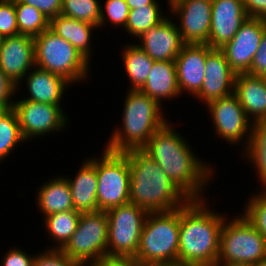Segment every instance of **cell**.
I'll list each match as a JSON object with an SVG mask.
<instances>
[{
	"label": "cell",
	"mask_w": 266,
	"mask_h": 266,
	"mask_svg": "<svg viewBox=\"0 0 266 266\" xmlns=\"http://www.w3.org/2000/svg\"><path fill=\"white\" fill-rule=\"evenodd\" d=\"M170 122L159 128L142 150L191 200L207 199L204 194L208 183L214 180V168L195 154L186 138L175 126L172 128L174 124Z\"/></svg>",
	"instance_id": "6da1fadb"
},
{
	"label": "cell",
	"mask_w": 266,
	"mask_h": 266,
	"mask_svg": "<svg viewBox=\"0 0 266 266\" xmlns=\"http://www.w3.org/2000/svg\"><path fill=\"white\" fill-rule=\"evenodd\" d=\"M208 200H190L180 208L178 263L183 266H212L218 259L226 215L210 210Z\"/></svg>",
	"instance_id": "7a4b0ae2"
},
{
	"label": "cell",
	"mask_w": 266,
	"mask_h": 266,
	"mask_svg": "<svg viewBox=\"0 0 266 266\" xmlns=\"http://www.w3.org/2000/svg\"><path fill=\"white\" fill-rule=\"evenodd\" d=\"M124 153L130 167V203L155 213L176 210L191 200L142 149Z\"/></svg>",
	"instance_id": "3957f363"
},
{
	"label": "cell",
	"mask_w": 266,
	"mask_h": 266,
	"mask_svg": "<svg viewBox=\"0 0 266 266\" xmlns=\"http://www.w3.org/2000/svg\"><path fill=\"white\" fill-rule=\"evenodd\" d=\"M124 100L122 126L113 130L104 147L113 152L142 149L153 134L168 122L162 106L141 90L128 89Z\"/></svg>",
	"instance_id": "277c9868"
},
{
	"label": "cell",
	"mask_w": 266,
	"mask_h": 266,
	"mask_svg": "<svg viewBox=\"0 0 266 266\" xmlns=\"http://www.w3.org/2000/svg\"><path fill=\"white\" fill-rule=\"evenodd\" d=\"M180 208L148 213L135 258L143 265L177 264Z\"/></svg>",
	"instance_id": "5b68a950"
},
{
	"label": "cell",
	"mask_w": 266,
	"mask_h": 266,
	"mask_svg": "<svg viewBox=\"0 0 266 266\" xmlns=\"http://www.w3.org/2000/svg\"><path fill=\"white\" fill-rule=\"evenodd\" d=\"M36 66L64 77L71 84L89 78L90 63L50 28L34 37Z\"/></svg>",
	"instance_id": "8992f818"
},
{
	"label": "cell",
	"mask_w": 266,
	"mask_h": 266,
	"mask_svg": "<svg viewBox=\"0 0 266 266\" xmlns=\"http://www.w3.org/2000/svg\"><path fill=\"white\" fill-rule=\"evenodd\" d=\"M102 156L88 157L96 166L98 211L130 203V167L123 152L104 148Z\"/></svg>",
	"instance_id": "52a82bcc"
},
{
	"label": "cell",
	"mask_w": 266,
	"mask_h": 266,
	"mask_svg": "<svg viewBox=\"0 0 266 266\" xmlns=\"http://www.w3.org/2000/svg\"><path fill=\"white\" fill-rule=\"evenodd\" d=\"M266 258V241L241 213L225 219L220 233L216 262H239L255 265Z\"/></svg>",
	"instance_id": "ba28073f"
},
{
	"label": "cell",
	"mask_w": 266,
	"mask_h": 266,
	"mask_svg": "<svg viewBox=\"0 0 266 266\" xmlns=\"http://www.w3.org/2000/svg\"><path fill=\"white\" fill-rule=\"evenodd\" d=\"M108 217L106 211L82 212L78 226L62 251L78 266L107 256Z\"/></svg>",
	"instance_id": "9c48e42d"
},
{
	"label": "cell",
	"mask_w": 266,
	"mask_h": 266,
	"mask_svg": "<svg viewBox=\"0 0 266 266\" xmlns=\"http://www.w3.org/2000/svg\"><path fill=\"white\" fill-rule=\"evenodd\" d=\"M106 214L108 217L107 256L135 257L148 212L135 204L128 203L110 208Z\"/></svg>",
	"instance_id": "30bf717a"
},
{
	"label": "cell",
	"mask_w": 266,
	"mask_h": 266,
	"mask_svg": "<svg viewBox=\"0 0 266 266\" xmlns=\"http://www.w3.org/2000/svg\"><path fill=\"white\" fill-rule=\"evenodd\" d=\"M215 134L231 145L245 147L250 139L253 122L244 112L243 107L233 93L229 96L215 99L206 105ZM241 143V144H240ZM239 144V145H237Z\"/></svg>",
	"instance_id": "8fae6325"
},
{
	"label": "cell",
	"mask_w": 266,
	"mask_h": 266,
	"mask_svg": "<svg viewBox=\"0 0 266 266\" xmlns=\"http://www.w3.org/2000/svg\"><path fill=\"white\" fill-rule=\"evenodd\" d=\"M23 138L30 141L39 137L65 131L69 119L65 109L59 105L45 104L24 99L14 100ZM68 122V123H67Z\"/></svg>",
	"instance_id": "7c38bea8"
},
{
	"label": "cell",
	"mask_w": 266,
	"mask_h": 266,
	"mask_svg": "<svg viewBox=\"0 0 266 266\" xmlns=\"http://www.w3.org/2000/svg\"><path fill=\"white\" fill-rule=\"evenodd\" d=\"M167 7L169 14L179 20L176 24L185 44H207L212 0H175Z\"/></svg>",
	"instance_id": "4fadbf2b"
},
{
	"label": "cell",
	"mask_w": 266,
	"mask_h": 266,
	"mask_svg": "<svg viewBox=\"0 0 266 266\" xmlns=\"http://www.w3.org/2000/svg\"><path fill=\"white\" fill-rule=\"evenodd\" d=\"M265 27L266 20L248 17L231 41L220 48L236 74L247 73L250 70Z\"/></svg>",
	"instance_id": "5bb4252c"
},
{
	"label": "cell",
	"mask_w": 266,
	"mask_h": 266,
	"mask_svg": "<svg viewBox=\"0 0 266 266\" xmlns=\"http://www.w3.org/2000/svg\"><path fill=\"white\" fill-rule=\"evenodd\" d=\"M36 66L34 37L18 34L0 40V69L16 85Z\"/></svg>",
	"instance_id": "9a60e30c"
},
{
	"label": "cell",
	"mask_w": 266,
	"mask_h": 266,
	"mask_svg": "<svg viewBox=\"0 0 266 266\" xmlns=\"http://www.w3.org/2000/svg\"><path fill=\"white\" fill-rule=\"evenodd\" d=\"M236 75L224 53L220 49H211L206 56L203 85L195 99L206 105L210 101L233 94Z\"/></svg>",
	"instance_id": "2e32d148"
},
{
	"label": "cell",
	"mask_w": 266,
	"mask_h": 266,
	"mask_svg": "<svg viewBox=\"0 0 266 266\" xmlns=\"http://www.w3.org/2000/svg\"><path fill=\"white\" fill-rule=\"evenodd\" d=\"M167 16L137 38V44L154 61H175L185 45L175 21Z\"/></svg>",
	"instance_id": "e0dca14e"
},
{
	"label": "cell",
	"mask_w": 266,
	"mask_h": 266,
	"mask_svg": "<svg viewBox=\"0 0 266 266\" xmlns=\"http://www.w3.org/2000/svg\"><path fill=\"white\" fill-rule=\"evenodd\" d=\"M249 16L242 0H212V19L207 44L220 49L235 36Z\"/></svg>",
	"instance_id": "ac0fdd59"
},
{
	"label": "cell",
	"mask_w": 266,
	"mask_h": 266,
	"mask_svg": "<svg viewBox=\"0 0 266 266\" xmlns=\"http://www.w3.org/2000/svg\"><path fill=\"white\" fill-rule=\"evenodd\" d=\"M208 44H185L175 59L180 94L196 96L203 85Z\"/></svg>",
	"instance_id": "d6986e66"
},
{
	"label": "cell",
	"mask_w": 266,
	"mask_h": 266,
	"mask_svg": "<svg viewBox=\"0 0 266 266\" xmlns=\"http://www.w3.org/2000/svg\"><path fill=\"white\" fill-rule=\"evenodd\" d=\"M23 81L29 94L21 99L59 106L62 105V99H65V90L72 86L64 77L37 66H34L17 85V94Z\"/></svg>",
	"instance_id": "ffe728a7"
},
{
	"label": "cell",
	"mask_w": 266,
	"mask_h": 266,
	"mask_svg": "<svg viewBox=\"0 0 266 266\" xmlns=\"http://www.w3.org/2000/svg\"><path fill=\"white\" fill-rule=\"evenodd\" d=\"M234 94L253 123L266 121V77L238 73Z\"/></svg>",
	"instance_id": "44dd1931"
},
{
	"label": "cell",
	"mask_w": 266,
	"mask_h": 266,
	"mask_svg": "<svg viewBox=\"0 0 266 266\" xmlns=\"http://www.w3.org/2000/svg\"><path fill=\"white\" fill-rule=\"evenodd\" d=\"M74 176L69 178L65 175L71 189L74 210L81 213L98 211V178L95 164L86 158Z\"/></svg>",
	"instance_id": "7402d4cb"
},
{
	"label": "cell",
	"mask_w": 266,
	"mask_h": 266,
	"mask_svg": "<svg viewBox=\"0 0 266 266\" xmlns=\"http://www.w3.org/2000/svg\"><path fill=\"white\" fill-rule=\"evenodd\" d=\"M163 106V100L181 96L175 61H154L145 84L139 89Z\"/></svg>",
	"instance_id": "603a6c76"
},
{
	"label": "cell",
	"mask_w": 266,
	"mask_h": 266,
	"mask_svg": "<svg viewBox=\"0 0 266 266\" xmlns=\"http://www.w3.org/2000/svg\"><path fill=\"white\" fill-rule=\"evenodd\" d=\"M36 205L43 216L74 210L69 183L61 174L42 183L35 195Z\"/></svg>",
	"instance_id": "cb8c5ba5"
},
{
	"label": "cell",
	"mask_w": 266,
	"mask_h": 266,
	"mask_svg": "<svg viewBox=\"0 0 266 266\" xmlns=\"http://www.w3.org/2000/svg\"><path fill=\"white\" fill-rule=\"evenodd\" d=\"M49 28L73 45L89 62L91 61L92 32L98 29L97 26L59 14L50 20Z\"/></svg>",
	"instance_id": "d4e9b609"
},
{
	"label": "cell",
	"mask_w": 266,
	"mask_h": 266,
	"mask_svg": "<svg viewBox=\"0 0 266 266\" xmlns=\"http://www.w3.org/2000/svg\"><path fill=\"white\" fill-rule=\"evenodd\" d=\"M121 54L124 72L131 83L129 89L139 90L145 84L154 60L134 42L126 44Z\"/></svg>",
	"instance_id": "484cf974"
},
{
	"label": "cell",
	"mask_w": 266,
	"mask_h": 266,
	"mask_svg": "<svg viewBox=\"0 0 266 266\" xmlns=\"http://www.w3.org/2000/svg\"><path fill=\"white\" fill-rule=\"evenodd\" d=\"M242 151L256 170L261 188H266V121L253 123L249 142Z\"/></svg>",
	"instance_id": "4316f807"
},
{
	"label": "cell",
	"mask_w": 266,
	"mask_h": 266,
	"mask_svg": "<svg viewBox=\"0 0 266 266\" xmlns=\"http://www.w3.org/2000/svg\"><path fill=\"white\" fill-rule=\"evenodd\" d=\"M80 215L79 211L68 210L45 216L42 220L45 230L49 239L54 241L52 247L47 248L62 249L76 231Z\"/></svg>",
	"instance_id": "83f0119b"
},
{
	"label": "cell",
	"mask_w": 266,
	"mask_h": 266,
	"mask_svg": "<svg viewBox=\"0 0 266 266\" xmlns=\"http://www.w3.org/2000/svg\"><path fill=\"white\" fill-rule=\"evenodd\" d=\"M22 136L16 111L12 108L0 112V164L22 142ZM21 143V144H20Z\"/></svg>",
	"instance_id": "f1b7e54d"
},
{
	"label": "cell",
	"mask_w": 266,
	"mask_h": 266,
	"mask_svg": "<svg viewBox=\"0 0 266 266\" xmlns=\"http://www.w3.org/2000/svg\"><path fill=\"white\" fill-rule=\"evenodd\" d=\"M161 5H145L129 11L125 32L138 38L151 27L158 25L167 16L163 14Z\"/></svg>",
	"instance_id": "f546056e"
},
{
	"label": "cell",
	"mask_w": 266,
	"mask_h": 266,
	"mask_svg": "<svg viewBox=\"0 0 266 266\" xmlns=\"http://www.w3.org/2000/svg\"><path fill=\"white\" fill-rule=\"evenodd\" d=\"M19 34L35 37L49 28L50 20L37 8L14 0Z\"/></svg>",
	"instance_id": "4dcf8cb0"
},
{
	"label": "cell",
	"mask_w": 266,
	"mask_h": 266,
	"mask_svg": "<svg viewBox=\"0 0 266 266\" xmlns=\"http://www.w3.org/2000/svg\"><path fill=\"white\" fill-rule=\"evenodd\" d=\"M101 2L99 0H62L60 14L88 22L99 28Z\"/></svg>",
	"instance_id": "1f68e13d"
},
{
	"label": "cell",
	"mask_w": 266,
	"mask_h": 266,
	"mask_svg": "<svg viewBox=\"0 0 266 266\" xmlns=\"http://www.w3.org/2000/svg\"><path fill=\"white\" fill-rule=\"evenodd\" d=\"M244 208L243 216L266 241V188H261L257 194H251Z\"/></svg>",
	"instance_id": "d6a6232c"
},
{
	"label": "cell",
	"mask_w": 266,
	"mask_h": 266,
	"mask_svg": "<svg viewBox=\"0 0 266 266\" xmlns=\"http://www.w3.org/2000/svg\"><path fill=\"white\" fill-rule=\"evenodd\" d=\"M129 6L125 0H106L101 5L99 28H103L107 23L112 24L115 28H125L129 15ZM104 25V26H103Z\"/></svg>",
	"instance_id": "836d02e7"
},
{
	"label": "cell",
	"mask_w": 266,
	"mask_h": 266,
	"mask_svg": "<svg viewBox=\"0 0 266 266\" xmlns=\"http://www.w3.org/2000/svg\"><path fill=\"white\" fill-rule=\"evenodd\" d=\"M18 34L14 0H0V37Z\"/></svg>",
	"instance_id": "e575fe53"
},
{
	"label": "cell",
	"mask_w": 266,
	"mask_h": 266,
	"mask_svg": "<svg viewBox=\"0 0 266 266\" xmlns=\"http://www.w3.org/2000/svg\"><path fill=\"white\" fill-rule=\"evenodd\" d=\"M32 266H78L62 249L47 248L36 253Z\"/></svg>",
	"instance_id": "d590c367"
},
{
	"label": "cell",
	"mask_w": 266,
	"mask_h": 266,
	"mask_svg": "<svg viewBox=\"0 0 266 266\" xmlns=\"http://www.w3.org/2000/svg\"><path fill=\"white\" fill-rule=\"evenodd\" d=\"M15 95H17V85L0 69V112L13 108Z\"/></svg>",
	"instance_id": "8d00e7d4"
},
{
	"label": "cell",
	"mask_w": 266,
	"mask_h": 266,
	"mask_svg": "<svg viewBox=\"0 0 266 266\" xmlns=\"http://www.w3.org/2000/svg\"><path fill=\"white\" fill-rule=\"evenodd\" d=\"M35 254H28L23 248L11 247L3 255L0 266H32Z\"/></svg>",
	"instance_id": "74e56055"
},
{
	"label": "cell",
	"mask_w": 266,
	"mask_h": 266,
	"mask_svg": "<svg viewBox=\"0 0 266 266\" xmlns=\"http://www.w3.org/2000/svg\"><path fill=\"white\" fill-rule=\"evenodd\" d=\"M37 8L46 18L51 20L60 14L62 0H18Z\"/></svg>",
	"instance_id": "f35d334b"
},
{
	"label": "cell",
	"mask_w": 266,
	"mask_h": 266,
	"mask_svg": "<svg viewBox=\"0 0 266 266\" xmlns=\"http://www.w3.org/2000/svg\"><path fill=\"white\" fill-rule=\"evenodd\" d=\"M251 75L266 77V27L257 53L253 57L250 70Z\"/></svg>",
	"instance_id": "ab89813d"
},
{
	"label": "cell",
	"mask_w": 266,
	"mask_h": 266,
	"mask_svg": "<svg viewBox=\"0 0 266 266\" xmlns=\"http://www.w3.org/2000/svg\"><path fill=\"white\" fill-rule=\"evenodd\" d=\"M89 266H143L135 257L105 256Z\"/></svg>",
	"instance_id": "60d3db41"
},
{
	"label": "cell",
	"mask_w": 266,
	"mask_h": 266,
	"mask_svg": "<svg viewBox=\"0 0 266 266\" xmlns=\"http://www.w3.org/2000/svg\"><path fill=\"white\" fill-rule=\"evenodd\" d=\"M249 17L266 20V0H242Z\"/></svg>",
	"instance_id": "b9f144b4"
},
{
	"label": "cell",
	"mask_w": 266,
	"mask_h": 266,
	"mask_svg": "<svg viewBox=\"0 0 266 266\" xmlns=\"http://www.w3.org/2000/svg\"><path fill=\"white\" fill-rule=\"evenodd\" d=\"M130 10L145 7V5H160L158 0H125Z\"/></svg>",
	"instance_id": "7bdbcfd3"
},
{
	"label": "cell",
	"mask_w": 266,
	"mask_h": 266,
	"mask_svg": "<svg viewBox=\"0 0 266 266\" xmlns=\"http://www.w3.org/2000/svg\"><path fill=\"white\" fill-rule=\"evenodd\" d=\"M212 266H254L247 263L239 262H215Z\"/></svg>",
	"instance_id": "ee69618b"
},
{
	"label": "cell",
	"mask_w": 266,
	"mask_h": 266,
	"mask_svg": "<svg viewBox=\"0 0 266 266\" xmlns=\"http://www.w3.org/2000/svg\"><path fill=\"white\" fill-rule=\"evenodd\" d=\"M254 266H266V258L261 259Z\"/></svg>",
	"instance_id": "f6af8a7d"
},
{
	"label": "cell",
	"mask_w": 266,
	"mask_h": 266,
	"mask_svg": "<svg viewBox=\"0 0 266 266\" xmlns=\"http://www.w3.org/2000/svg\"><path fill=\"white\" fill-rule=\"evenodd\" d=\"M149 266H183V265L177 263V264H162V265H149Z\"/></svg>",
	"instance_id": "bcb514c9"
},
{
	"label": "cell",
	"mask_w": 266,
	"mask_h": 266,
	"mask_svg": "<svg viewBox=\"0 0 266 266\" xmlns=\"http://www.w3.org/2000/svg\"><path fill=\"white\" fill-rule=\"evenodd\" d=\"M173 1H175V0H168V1H167V3H168L167 5H169V4L172 3Z\"/></svg>",
	"instance_id": "7dc6e473"
}]
</instances>
